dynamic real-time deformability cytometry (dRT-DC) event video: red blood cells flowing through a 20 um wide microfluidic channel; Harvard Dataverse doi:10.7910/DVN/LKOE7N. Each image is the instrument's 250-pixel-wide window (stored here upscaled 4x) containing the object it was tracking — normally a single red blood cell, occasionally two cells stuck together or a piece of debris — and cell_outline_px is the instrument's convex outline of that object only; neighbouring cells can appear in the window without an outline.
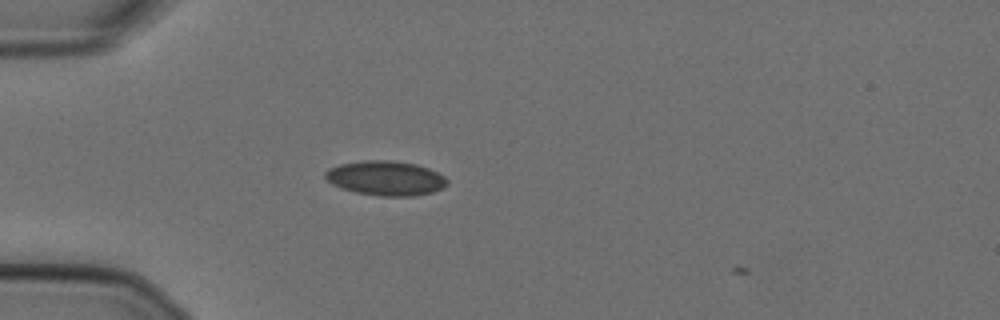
{"species": "Egyptian fruit bat (a non-hibernating species)", "species_latin": "Rousettus aegyptiacus", "temperature_condition": "cold", "stored_images_in_passage": 5, "camera_frame_rate_fps": 3000, "um_per_image_px": 0.085, "animal": {"sex": "female"}, "frame": {"image": 1, "passage_image": 4, "time_ms": 1.0, "image_size_px": [1000, 320], "cell_outline_px": [[448, 184], [432, 192], [412, 196], [380, 196], [356, 192], [340, 188], [332, 184], [324, 176], [324, 172], [328, 168], [340, 164], [360, 160], [388, 160], [416, 164], [428, 168], [444, 176], [448, 180]], "centroid_in_image_um": [32.75, 15.14], "position_along_channel_um": 52.3, "area_um2": 24.57}}